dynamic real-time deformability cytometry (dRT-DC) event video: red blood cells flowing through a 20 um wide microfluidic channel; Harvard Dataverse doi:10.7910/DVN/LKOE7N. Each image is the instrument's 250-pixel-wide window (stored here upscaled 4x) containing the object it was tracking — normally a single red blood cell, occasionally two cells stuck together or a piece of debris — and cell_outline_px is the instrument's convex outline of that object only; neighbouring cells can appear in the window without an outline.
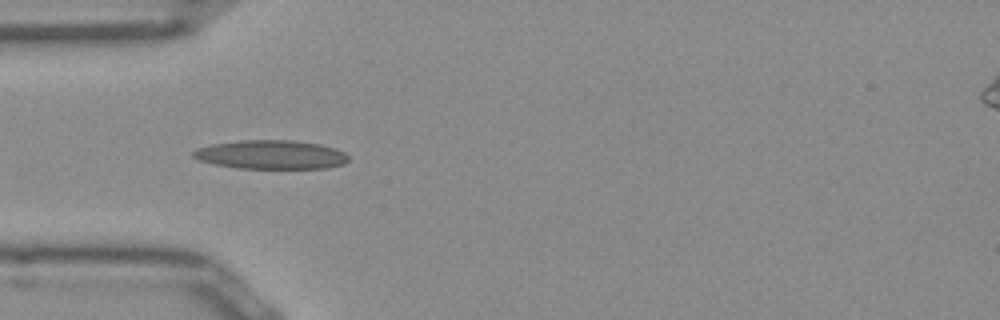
{"species": "Egyptian fruit bat (a non-hibernating species)", "species_latin": "Rousettus aegyptiacus", "temperature_condition": "room temperature", "stored_images_in_passage": 37, "camera_frame_rate_fps": 3000, "um_per_image_px": 0.085, "frame": {"image": 1, "passage_image": 1, "time_ms": 0.0, "image_size_px": [1000, 320], "cell_outline_px": [[348, 160], [344, 164], [328, 168], [240, 168], [216, 164], [200, 160], [192, 156], [192, 152], [196, 148], [212, 144], [240, 140], [288, 140], [320, 144], [336, 148], [344, 152], [348, 156]], "centroid_in_image_um": [23.05, 13.14], "position_along_channel_um": 61.9, "area_um2": 26.01}}
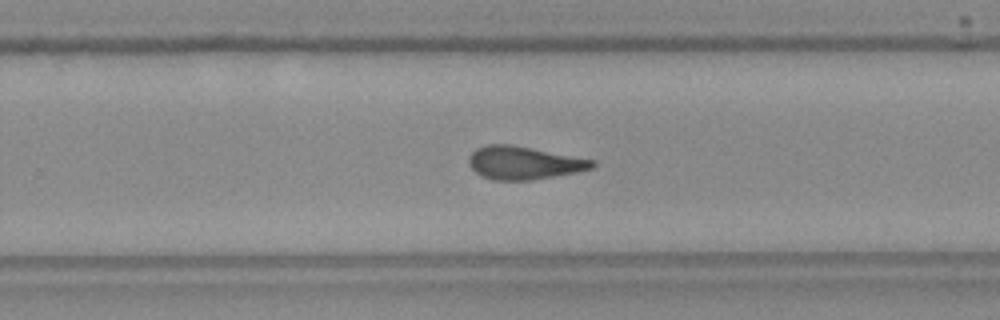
{"frame": {"image": 2, "passage_image": 18, "time_ms": 5.667, "image_size_px": [1000, 320], "cell_outline_px": [[596, 164], [592, 168], [576, 172], [532, 180], [492, 180], [480, 176], [468, 164], [468, 156], [476, 148], [488, 144], [512, 144], [596, 160]], "centroid_in_image_um": [44.51, 13.83], "position_along_channel_um": 285.3, "area_um2": 23.93}}
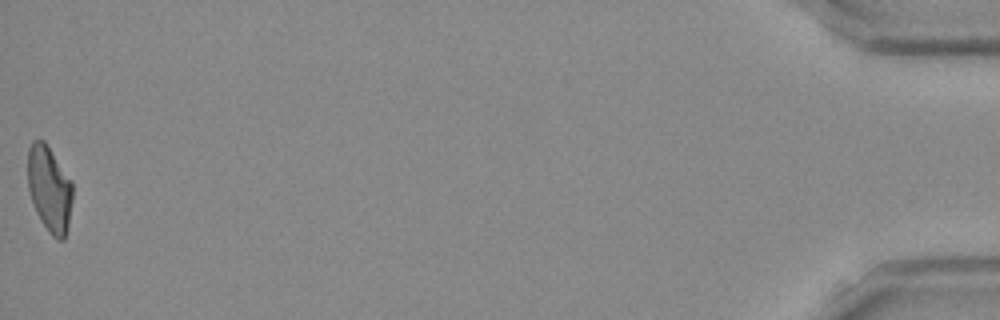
{"frame": {"image": 3, "passage_image": 37, "time_ms": 12.0, "image_size_px": [1000, 320], "cell_outline_px": [[72, 200], [68, 224], [64, 240], [56, 240], [48, 232], [40, 220], [36, 212], [28, 188], [28, 148], [32, 140], [44, 140], [72, 180]], "centroid_in_image_um": [4.2, 16.06], "position_along_channel_um": 431.0, "area_um2": 22.54}, "authors_computed_cell_mechanics": {"area_um2": 23.3512, "velocity_mm_per_s": 3.942, "shape_relaxation_time_tau1_ms": null, "shape_relaxation_time_tau2_ms": 2.9204, "deformation_change_tau1": null, "deformation_change_tau2": 0.1318}}